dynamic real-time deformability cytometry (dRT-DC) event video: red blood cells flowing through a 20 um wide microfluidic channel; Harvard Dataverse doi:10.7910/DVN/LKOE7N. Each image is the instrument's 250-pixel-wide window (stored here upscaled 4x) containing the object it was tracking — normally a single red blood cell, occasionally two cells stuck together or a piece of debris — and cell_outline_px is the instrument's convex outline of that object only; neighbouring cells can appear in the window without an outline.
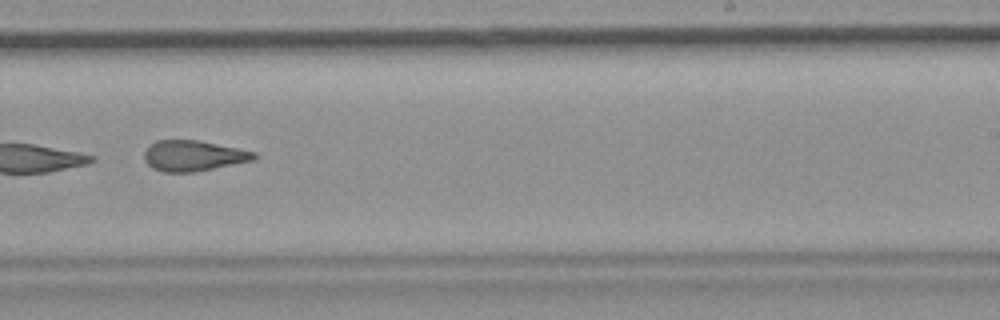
{"species": "common noctule bat (a hibernating species)", "species_latin": "Nyctalus noctula", "temperature_condition": "room temperature", "stored_images_in_passage": 9, "camera_frame_rate_fps": 3000, "um_per_image_px": 0.085, "animal": {"sex": "female", "body_mass_g": 19.9}, "frame": {"image": 1, "passage_image": 9, "time_ms": 2.667, "image_size_px": [1000, 320], "cell_outline_px": [[256, 160], [196, 172], [164, 172], [152, 168], [144, 160], [144, 152], [156, 140], [196, 140], [256, 152]], "centroid_in_image_um": [16.44, 13.25], "position_along_channel_um": 272.6, "area_um2": 19.54}}